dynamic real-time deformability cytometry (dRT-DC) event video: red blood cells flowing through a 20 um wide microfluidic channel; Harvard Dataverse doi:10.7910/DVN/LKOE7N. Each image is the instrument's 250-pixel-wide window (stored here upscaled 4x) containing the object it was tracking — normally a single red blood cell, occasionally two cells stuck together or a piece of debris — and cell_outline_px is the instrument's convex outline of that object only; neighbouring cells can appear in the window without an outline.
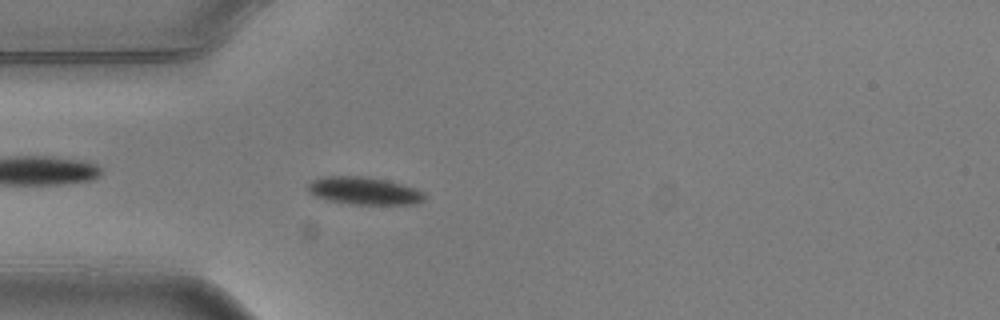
{"species": "common noctule bat (a hibernating species)", "species_latin": "Nyctalus noctula", "temperature_condition": "warm", "stored_images_in_passage": 2, "camera_frame_rate_fps": 3000, "um_per_image_px": 0.085, "animal": {"sex": "male", "body_mass_g": 20.5, "forearm_length_mm": 52.5}, "frame": {"image": 1, "passage_image": 2, "time_ms": 0.333, "image_size_px": [1000, 320], "cell_outline_px": [[428, 196], [424, 200], [416, 204], [348, 204], [328, 200], [316, 196], [308, 192], [308, 184], [312, 180], [320, 176], [364, 176], [384, 180], [416, 188], [424, 192]], "centroid_in_image_um": [30.95, 16.22], "position_along_channel_um": 54.0, "area_um2": 18.84}}